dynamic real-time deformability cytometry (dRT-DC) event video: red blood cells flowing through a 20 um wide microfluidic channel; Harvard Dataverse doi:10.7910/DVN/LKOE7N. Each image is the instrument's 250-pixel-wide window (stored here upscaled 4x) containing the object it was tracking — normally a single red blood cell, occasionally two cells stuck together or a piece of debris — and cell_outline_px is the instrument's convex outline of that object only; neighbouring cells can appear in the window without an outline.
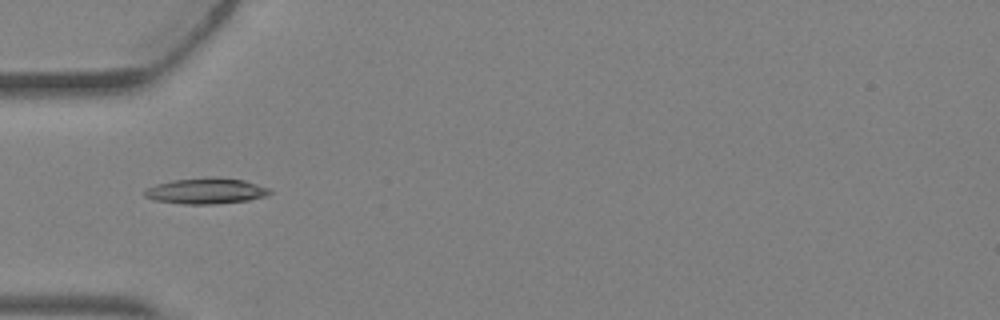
{"species": "Egyptian fruit bat (a non-hibernating species)", "species_latin": "Rousettus aegyptiacus", "temperature_condition": "warm", "stored_images_in_passage": 3, "camera_frame_rate_fps": 3000, "um_per_image_px": 0.085, "animal": {"sex": "female"}, "frame": {"image": 1, "passage_image": 3, "time_ms": 0.667, "image_size_px": [1000, 320], "cell_outline_px": [[272, 192], [264, 196], [248, 200], [216, 204], [184, 204], [156, 200], [144, 196], [144, 192], [148, 188], [156, 184], [172, 180], [216, 176], [244, 180], [268, 188]], "centroid_in_image_um": [17.51, 16.22], "position_along_channel_um": 67.5, "area_um2": 18.73}}